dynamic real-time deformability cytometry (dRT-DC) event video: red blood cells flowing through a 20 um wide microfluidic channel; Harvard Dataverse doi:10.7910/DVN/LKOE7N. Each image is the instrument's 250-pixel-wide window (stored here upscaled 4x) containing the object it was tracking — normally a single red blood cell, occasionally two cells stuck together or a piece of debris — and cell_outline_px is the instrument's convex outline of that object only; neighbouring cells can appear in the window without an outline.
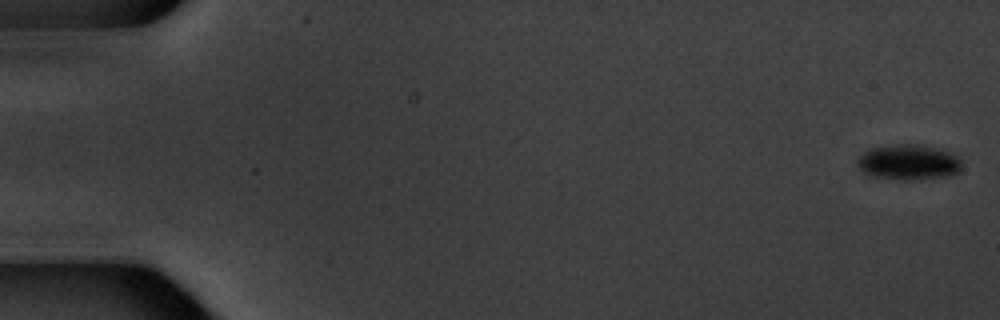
{"species": "common noctule bat (a hibernating species)", "species_latin": "Nyctalus noctula", "temperature_condition": "warm", "stored_images_in_passage": 6, "camera_frame_rate_fps": 3000, "um_per_image_px": 0.085, "animal": {"sex": "male", "body_mass_g": 20.1, "forearm_length_mm": 53.5}, "frame": {"image": 1, "passage_image": 1, "time_ms": 0.0, "image_size_px": [1000, 320], "cell_outline_px": [[960, 172], [948, 176], [912, 180], [904, 180], [876, 176], [864, 172], [860, 168], [860, 156], [864, 152], [872, 148], [900, 144], [916, 144], [936, 148], [952, 152], [960, 160]], "centroid_in_image_um": [77.3, 13.79], "position_along_channel_um": 7.7, "area_um2": 21.04}}
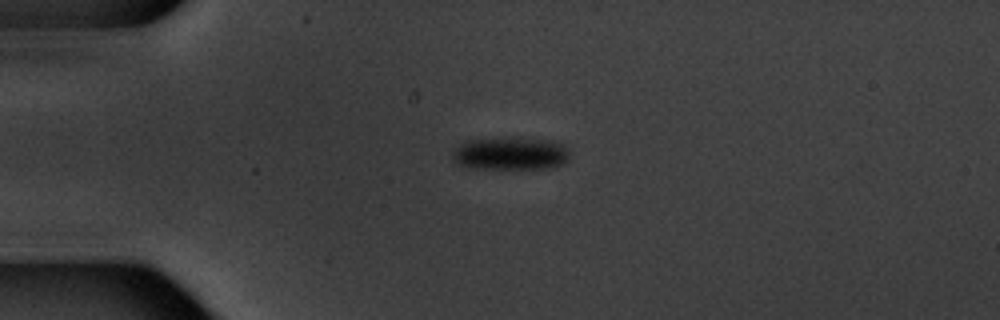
{"frame": {"image": 2, "passage_image": 5, "time_ms": 4.667, "image_size_px": [1000, 320], "cell_outline_px": [[568, 160], [552, 168], [472, 168], [456, 164], [452, 160], [452, 152], [460, 144], [468, 140], [508, 136], [556, 140], [564, 144], [568, 152]], "centroid_in_image_um": [43.38, 13.02], "position_along_channel_um": 41.6, "area_um2": 22.95}}